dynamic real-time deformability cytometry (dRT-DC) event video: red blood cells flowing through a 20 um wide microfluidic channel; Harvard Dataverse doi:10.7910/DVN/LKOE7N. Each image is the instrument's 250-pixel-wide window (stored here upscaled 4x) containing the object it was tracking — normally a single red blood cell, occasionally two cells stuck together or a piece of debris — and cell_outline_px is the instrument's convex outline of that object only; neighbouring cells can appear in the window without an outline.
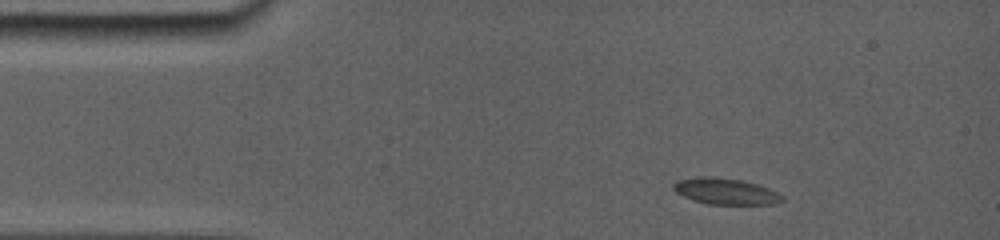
{"species": "common noctule bat (a hibernating species)", "species_latin": "Nyctalus noctula", "temperature_condition": "room temperature", "stored_images_in_passage": 31, "camera_frame_rate_fps": 5000, "um_per_image_px": 0.085, "animal": {"sex": "female", "body_mass_g": 19.0, "forearm_length_mm": 56.7}, "frame": {"image": 1, "passage_image": 1, "time_ms": 0.0, "image_size_px": [1000, 240], "cell_outline_px": [[784, 200], [776, 204], [708, 204], [692, 200], [676, 192], [672, 188], [672, 184], [680, 180], [704, 176], [740, 180], [756, 184], [768, 188], [784, 196]], "centroid_in_image_um": [61.68, 16.28], "position_along_channel_um": 23.3, "area_um2": 16.36}}
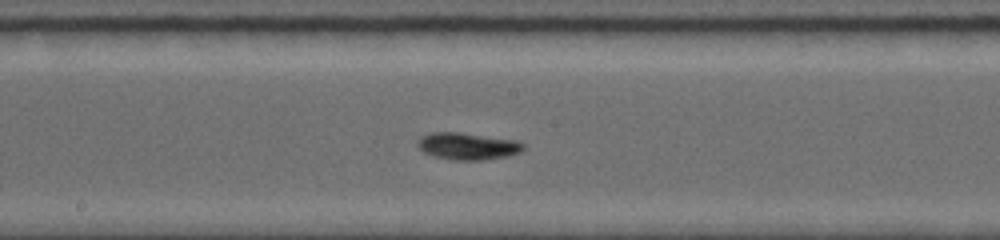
{"frame": {"image": 2, "passage_image": 14, "time_ms": 6.4, "image_size_px": [1000, 240], "cell_outline_px": [[524, 148], [520, 152], [504, 156], [480, 160], [456, 160], [436, 156], [424, 152], [416, 144], [424, 136], [432, 132], [456, 132], [512, 140], [524, 144]], "centroid_in_image_um": [39.73, 12.42], "position_along_channel_um": 208.5, "area_um2": 15.95}}
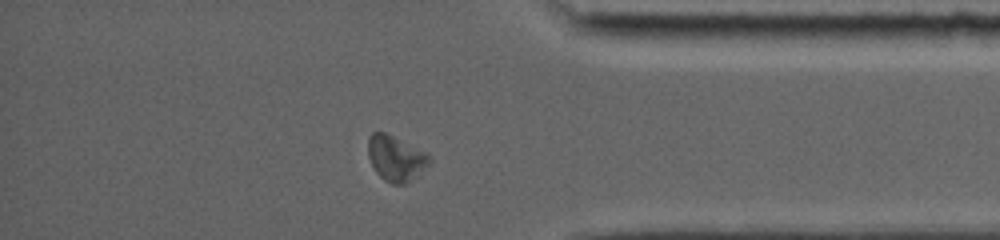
{"frame": {"image": 3, "passage_image": 27, "time_ms": 11.6, "image_size_px": [1000, 240], "cell_outline_px": [[432, 160], [428, 164], [404, 184], [392, 184], [384, 180], [376, 172], [368, 156], [368, 136], [372, 132], [384, 132], [428, 152], [432, 156]], "centroid_in_image_um": [33.63, 13.42], "position_along_channel_um": 401.6, "area_um2": 16.07}, "authors_computed_cell_mechanics": {"area_um2": 15.4904, "velocity_mm_per_s": 3.8299, "shape_relaxation_time_tau1_ms": 2.2167, "shape_relaxation_time_tau2_ms": null, "deformation_change_tau1": 0.1188, "deformation_change_tau2": null}}